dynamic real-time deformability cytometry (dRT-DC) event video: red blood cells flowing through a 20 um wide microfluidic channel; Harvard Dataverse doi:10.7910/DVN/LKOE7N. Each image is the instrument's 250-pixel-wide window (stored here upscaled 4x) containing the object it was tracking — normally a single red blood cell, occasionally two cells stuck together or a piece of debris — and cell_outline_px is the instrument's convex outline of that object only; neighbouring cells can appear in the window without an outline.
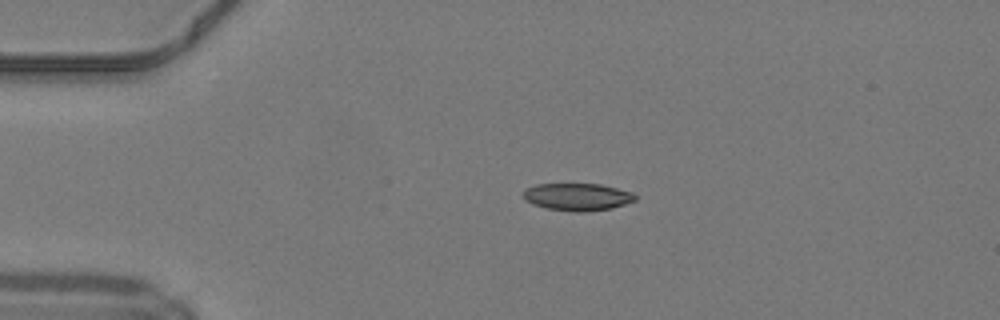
{"species": "common noctule bat (a hibernating species)", "species_latin": "Nyctalus noctula", "temperature_condition": "warm", "stored_images_in_passage": 49, "camera_frame_rate_fps": 3000, "um_per_image_px": 0.085, "animal": {"sex": "male", "body_mass_g": 19.2, "forearm_length_mm": 51.8}, "frame": {"image": 1, "passage_image": 11, "time_ms": 3.333, "image_size_px": [1000, 320], "cell_outline_px": [[636, 200], [612, 208], [584, 212], [572, 212], [544, 208], [532, 204], [524, 200], [524, 188], [536, 184], [600, 184], [632, 192], [636, 196]], "centroid_in_image_um": [49.04, 16.74], "position_along_channel_um": 36.0, "area_um2": 17.98}}
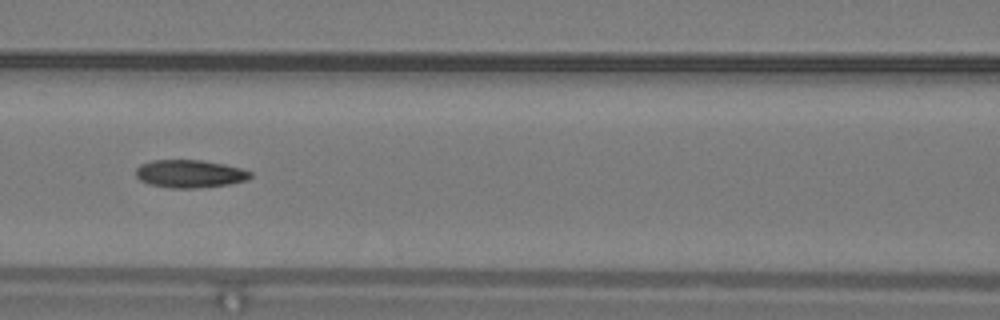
{"frame": {"image": 2, "passage_image": 22, "time_ms": 7.0, "image_size_px": [1000, 320], "cell_outline_px": [[252, 176], [248, 180], [228, 184], [196, 188], [168, 188], [152, 184], [140, 180], [136, 176], [136, 168], [140, 164], [152, 160], [200, 160], [224, 164], [240, 168], [252, 172]], "centroid_in_image_um": [16.13, 14.77], "position_along_channel_um": 150.5, "area_um2": 18.55}}
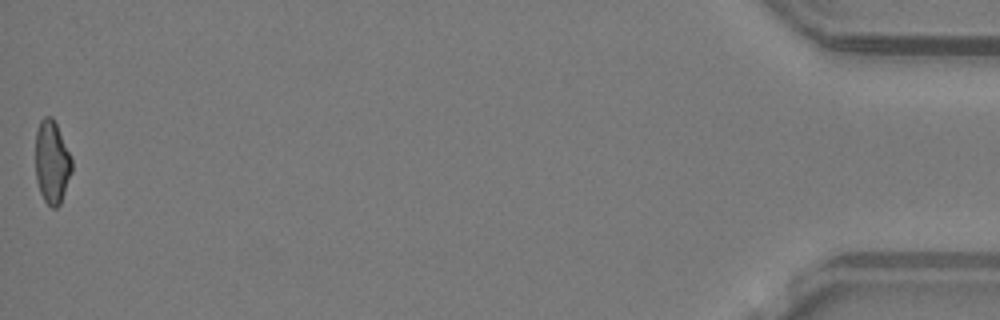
{"frame": {"image": 3, "passage_image": 49, "time_ms": 16.0, "image_size_px": [1000, 320], "cell_outline_px": [[72, 172], [60, 204], [56, 208], [52, 208], [44, 200], [40, 192], [36, 180], [36, 132], [40, 120], [44, 116], [52, 116], [56, 124], [72, 160]], "centroid_in_image_um": [4.41, 13.79], "position_along_channel_um": 430.8, "area_um2": 17.46}, "authors_computed_cell_mechanics": {"area_um2": 18.0336, "velocity_mm_per_s": 4.2286, "shape_relaxation_time_tau1_ms": null, "shape_relaxation_time_tau2_ms": 3.4429, "deformation_change_tau1": null, "deformation_change_tau2": 0.1147}}